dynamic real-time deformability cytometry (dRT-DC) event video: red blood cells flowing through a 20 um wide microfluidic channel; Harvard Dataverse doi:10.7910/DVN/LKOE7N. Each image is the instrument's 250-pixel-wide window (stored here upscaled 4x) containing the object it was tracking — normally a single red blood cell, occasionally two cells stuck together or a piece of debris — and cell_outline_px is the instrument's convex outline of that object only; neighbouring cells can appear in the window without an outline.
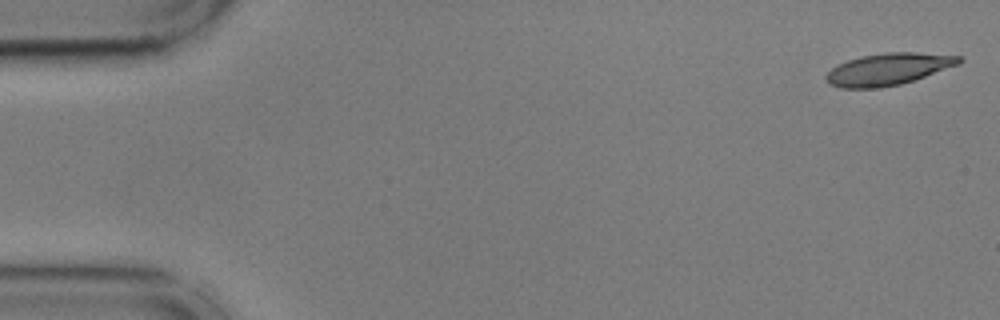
{"species": "common noctule bat (a hibernating species)", "species_latin": "Nyctalus noctula", "temperature_condition": "cold", "stored_images_in_passage": 18, "camera_frame_rate_fps": 3000, "um_per_image_px": 0.085, "animal": {"sex": "male", "body_mass_g": 17.9, "forearm_length_mm": 54.2}, "frame": {"image": 1, "passage_image": 1, "time_ms": 0.0, "image_size_px": [1000, 320], "cell_outline_px": [[964, 60], [960, 64], [900, 84], [880, 88], [840, 88], [828, 84], [824, 80], [824, 76], [832, 68], [848, 60], [860, 56], [884, 52], [916, 52], [960, 56]], "centroid_in_image_um": [75.47, 5.88], "position_along_channel_um": 9.5, "area_um2": 24.74}}
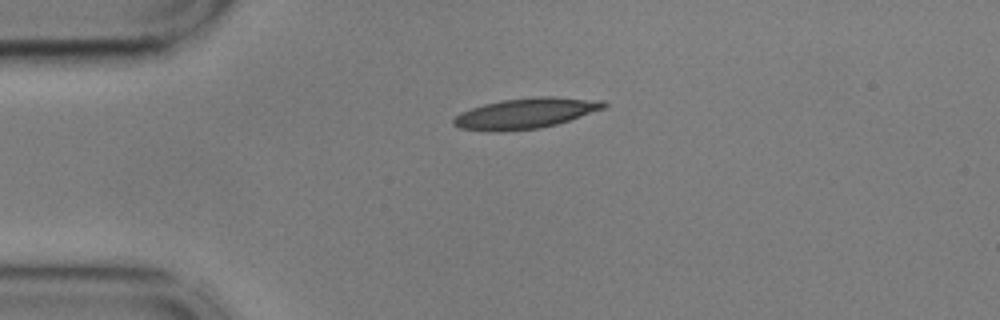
{"frame": {"image": 2, "passage_image": 12, "time_ms": 3.667, "image_size_px": [1000, 320], "cell_outline_px": [[608, 104], [604, 108], [556, 124], [540, 128], [500, 132], [496, 132], [460, 128], [452, 124], [452, 120], [460, 112], [484, 104], [500, 100], [540, 96], [552, 96], [604, 100]], "centroid_in_image_um": [44.66, 9.62], "position_along_channel_um": 40.3, "area_um2": 26.7}}